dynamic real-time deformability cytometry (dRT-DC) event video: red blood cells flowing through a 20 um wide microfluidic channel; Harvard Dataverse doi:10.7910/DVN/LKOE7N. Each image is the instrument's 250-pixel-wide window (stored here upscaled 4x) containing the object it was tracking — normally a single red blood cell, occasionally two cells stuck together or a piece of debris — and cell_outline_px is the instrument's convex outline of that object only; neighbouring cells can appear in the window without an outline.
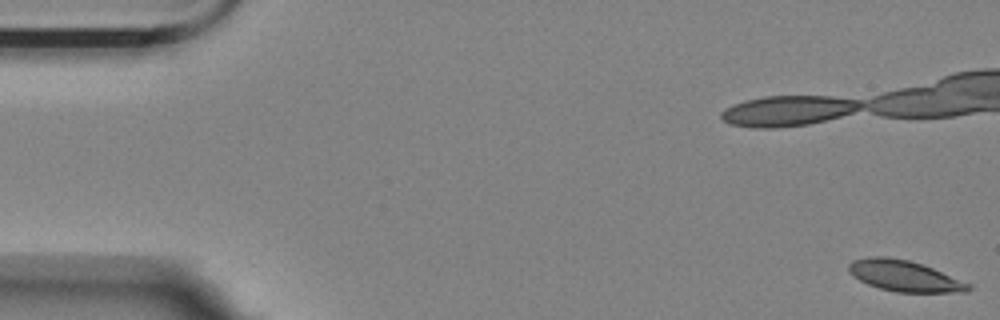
{"species": "Egyptian fruit bat (a non-hibernating species)", "species_latin": "Rousettus aegyptiacus", "temperature_condition": "room temperature", "stored_images_in_passage": 19, "camera_frame_rate_fps": 3000, "um_per_image_px": 0.085, "animal": {"sex": "female"}, "frame": {"image": 1, "passage_image": 1, "time_ms": 0.0, "image_size_px": [1000, 320], "cell_outline_px": [[972, 288], [968, 292], [896, 292], [880, 288], [868, 284], [852, 276], [848, 272], [848, 264], [852, 260], [868, 256], [884, 256], [908, 260], [924, 264], [972, 284]], "centroid_in_image_um": [76.88, 23.44], "position_along_channel_um": 8.1, "area_um2": 21.85}}